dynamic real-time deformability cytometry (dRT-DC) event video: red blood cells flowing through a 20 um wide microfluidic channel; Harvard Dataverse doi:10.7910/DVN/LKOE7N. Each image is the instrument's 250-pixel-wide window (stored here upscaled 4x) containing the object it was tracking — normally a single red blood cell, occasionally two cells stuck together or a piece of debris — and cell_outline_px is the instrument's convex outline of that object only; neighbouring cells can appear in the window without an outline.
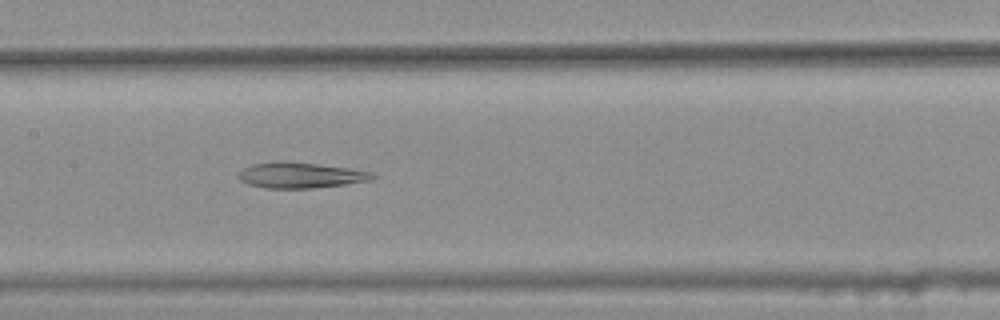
{"species": "common noctule bat (a hibernating species)", "species_latin": "Nyctalus noctula", "temperature_condition": "warm", "stored_images_in_passage": 46, "segment_of_instrument_passage": [2, 2], "camera_frame_rate_fps": 3000, "um_per_image_px": 0.085, "animal": {"sex": "female", "body_mass_g": 25.1}, "frame": {"image": 1, "passage_image": 26, "time_ms": 8.333, "image_size_px": [1000, 320], "cell_outline_px": [[380, 176], [372, 180], [344, 184], [312, 188], [268, 188], [248, 184], [240, 180], [236, 176], [244, 168], [252, 164], [280, 160], [284, 160], [348, 168], [372, 172]], "centroid_in_image_um": [25.55, 14.88], "position_along_channel_um": 181.9, "area_um2": 20.11}}
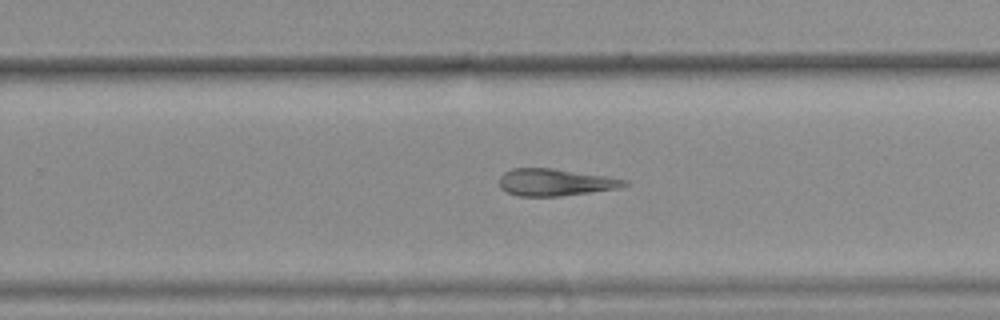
{"frame": {"image": 2, "passage_image": 34, "time_ms": 11.0, "image_size_px": [1000, 320], "cell_outline_px": [[628, 184], [616, 188], [560, 196], [516, 196], [500, 188], [500, 176], [504, 172], [512, 168], [552, 168], [604, 176], [628, 180]], "centroid_in_image_um": [47.13, 15.49], "position_along_channel_um": 282.7, "area_um2": 19.42}}
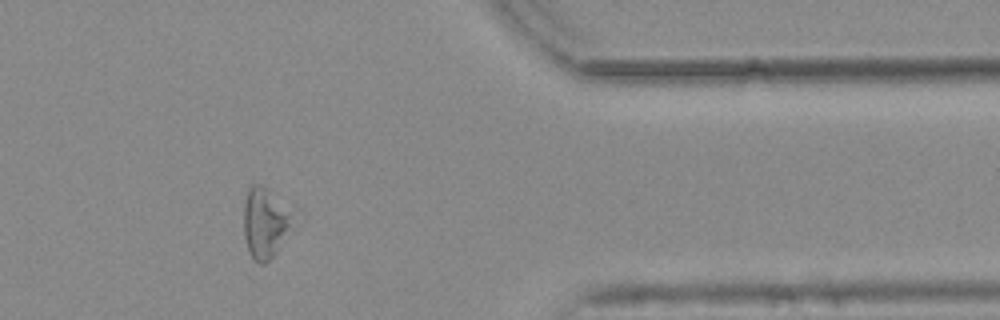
{"frame": {"image": 3, "passage_image": 44, "time_ms": 14.333, "image_size_px": [1000, 320], "cell_outline_px": [[304, 216], [276, 252], [264, 264], [260, 264], [248, 252], [244, 236], [244, 200], [248, 188], [252, 184], [260, 184], [300, 208], [304, 212]], "centroid_in_image_um": [22.76, 18.84], "position_along_channel_um": 388.6, "area_um2": 22.43}}